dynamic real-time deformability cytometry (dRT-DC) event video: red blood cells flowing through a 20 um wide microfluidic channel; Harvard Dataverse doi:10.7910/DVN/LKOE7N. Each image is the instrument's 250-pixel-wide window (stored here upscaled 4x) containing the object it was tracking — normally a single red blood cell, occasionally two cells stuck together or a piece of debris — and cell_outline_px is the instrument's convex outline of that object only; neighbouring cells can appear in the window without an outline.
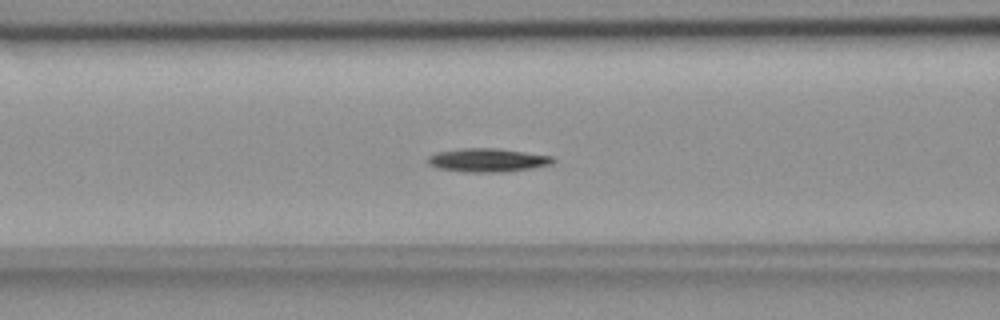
{"species": "common noctule bat (a hibernating species)", "species_latin": "Nyctalus noctula", "temperature_condition": "room temperature", "stored_images_in_passage": 43, "camera_frame_rate_fps": 3000, "um_per_image_px": 0.085, "animal": {"sex": "female", "body_mass_g": 18.4}, "frame": {"image": 1, "passage_image": 9, "time_ms": 2.667, "image_size_px": [1000, 320], "cell_outline_px": [[556, 160], [552, 164], [532, 168], [504, 172], [464, 172], [436, 168], [428, 164], [428, 156], [436, 152], [460, 148], [496, 148], [552, 156]], "centroid_in_image_um": [41.42, 13.61], "position_along_channel_um": 125.2, "area_um2": 17.28}}
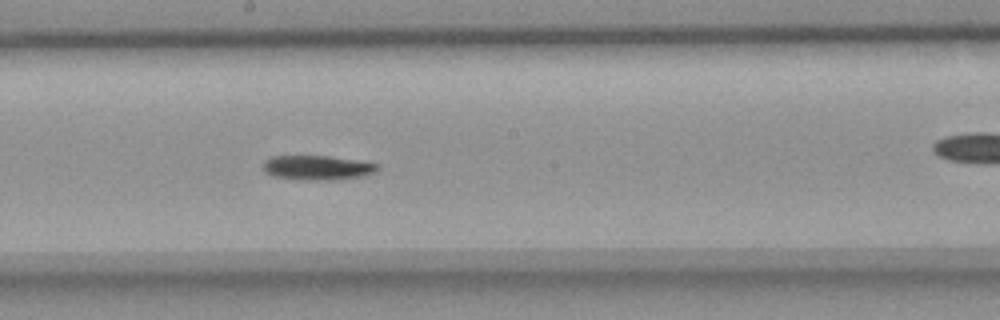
{"frame": {"image": 2, "passage_image": 17, "time_ms": 5.333, "image_size_px": [1000, 320], "cell_outline_px": [[380, 168], [376, 172], [364, 176], [340, 180], [296, 180], [272, 176], [264, 172], [264, 160], [272, 156], [328, 156], [356, 160], [380, 164]], "centroid_in_image_um": [27.0, 14.27], "position_along_channel_um": 221.2, "area_um2": 16.7}}
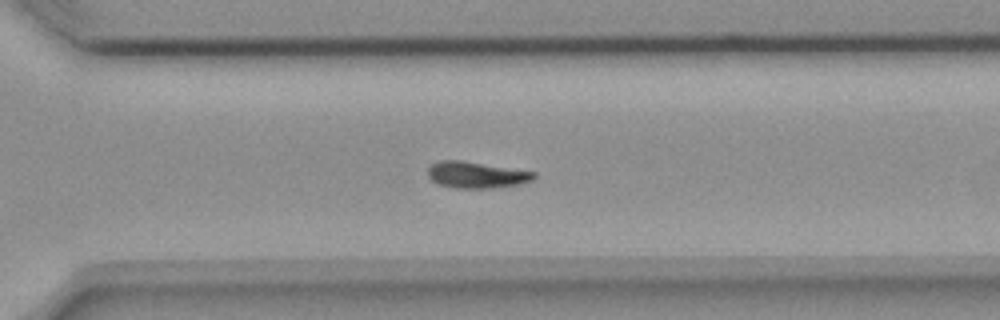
{"frame": {"image": 3, "passage_image": 26, "time_ms": 8.333, "image_size_px": [1000, 320], "cell_outline_px": [[536, 176], [532, 180], [520, 184], [492, 188], [456, 188], [436, 184], [428, 176], [428, 164], [440, 160], [460, 160], [536, 172]], "centroid_in_image_um": [40.45, 14.86], "position_along_channel_um": 330.2, "area_um2": 16.42}, "authors_computed_cell_mechanics": {"area_um2": 16.2996, "velocity_mm_per_s": 3.6188, "shape_relaxation_time_tau1_ms": 4.8438, "shape_relaxation_time_tau2_ms": null, "deformation_change_tau1": 0.1442, "deformation_change_tau2": null}}